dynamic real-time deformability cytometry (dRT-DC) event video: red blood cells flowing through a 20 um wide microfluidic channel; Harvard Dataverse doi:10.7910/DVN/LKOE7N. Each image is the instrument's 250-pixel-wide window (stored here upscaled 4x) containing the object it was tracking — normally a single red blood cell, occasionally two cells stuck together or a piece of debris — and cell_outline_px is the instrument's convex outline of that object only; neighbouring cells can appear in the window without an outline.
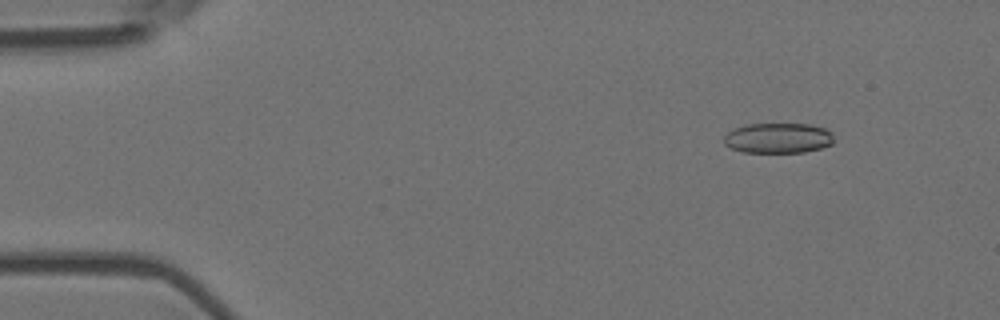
{"species": "Egyptian fruit bat (a non-hibernating species)", "species_latin": "Rousettus aegyptiacus", "temperature_condition": "room temperature", "stored_images_in_passage": 6, "segment_of_instrument_passage": [2, 2], "camera_frame_rate_fps": 3000, "um_per_image_px": 0.085, "animal": {"sex": "female"}, "frame": {"image": 1, "passage_image": 6, "time_ms": 1.667, "image_size_px": [1000, 320], "cell_outline_px": [[832, 144], [820, 148], [804, 152], [744, 152], [732, 148], [724, 144], [724, 136], [728, 132], [736, 128], [748, 124], [808, 124], [824, 128], [832, 132]], "centroid_in_image_um": [66.14, 11.73], "position_along_channel_um": 18.9, "area_um2": 19.19}}